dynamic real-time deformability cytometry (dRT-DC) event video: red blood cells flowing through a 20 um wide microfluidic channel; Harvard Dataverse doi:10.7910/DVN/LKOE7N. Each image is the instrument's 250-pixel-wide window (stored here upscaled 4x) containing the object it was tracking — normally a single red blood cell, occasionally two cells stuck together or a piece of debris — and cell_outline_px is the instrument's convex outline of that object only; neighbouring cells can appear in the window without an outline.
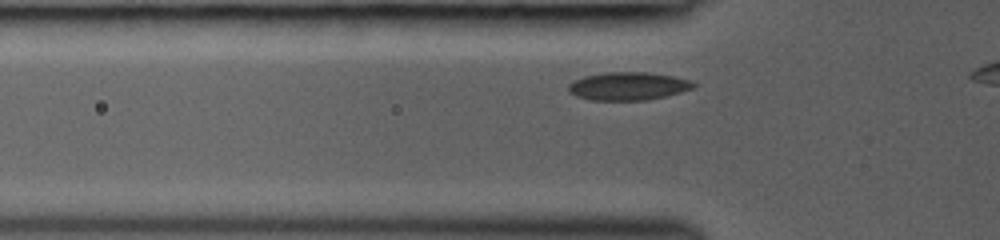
{"species": "common noctule bat (a hibernating species)", "species_latin": "Nyctalus noctula", "temperature_condition": "room temperature", "stored_images_in_passage": 6, "camera_frame_rate_fps": 3000, "um_per_image_px": 0.085, "animal": {"sex": "female", "body_mass_g": 19.0, "forearm_length_mm": 53.3}, "frame": {"image": 1, "passage_image": 3, "time_ms": 1.0, "image_size_px": [1000, 240], "cell_outline_px": [[696, 84], [692, 88], [680, 92], [664, 96], [644, 100], [592, 100], [576, 96], [568, 92], [568, 84], [584, 76], [604, 72], [648, 72], [672, 76], [692, 80]], "centroid_in_image_um": [53.37, 7.31], "position_along_channel_um": 72.4, "area_um2": 20.35}}